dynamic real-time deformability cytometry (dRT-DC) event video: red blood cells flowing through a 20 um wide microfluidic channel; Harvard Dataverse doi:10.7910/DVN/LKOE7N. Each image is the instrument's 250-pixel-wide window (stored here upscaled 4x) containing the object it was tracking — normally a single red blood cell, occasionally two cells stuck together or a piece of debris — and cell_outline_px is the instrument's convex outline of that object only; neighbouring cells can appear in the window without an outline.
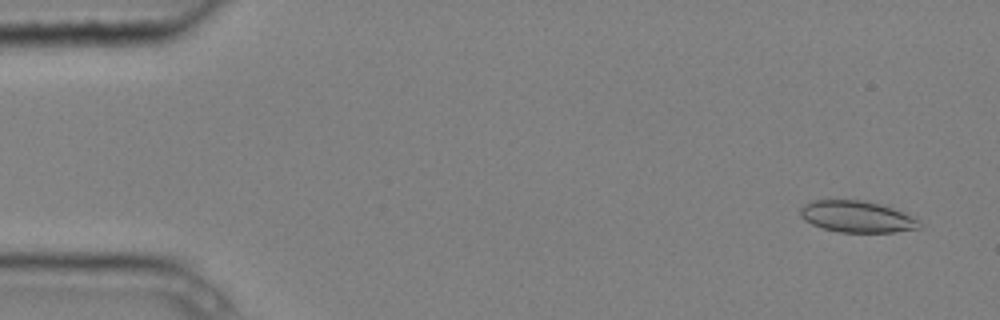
{"species": "common noctule bat (a hibernating species)", "species_latin": "Nyctalus noctula", "temperature_condition": "cold", "stored_images_in_passage": 7, "camera_frame_rate_fps": 3000, "um_per_image_px": 0.085, "animal": {"sex": "male", "body_mass_g": 20.4}, "frame": {"image": 1, "passage_image": 1, "time_ms": 0.0, "image_size_px": [1000, 320], "cell_outline_px": [[920, 228], [892, 232], [840, 232], [824, 228], [812, 224], [804, 220], [800, 216], [800, 208], [804, 204], [812, 200], [864, 200], [880, 204], [892, 208], [920, 220]], "centroid_in_image_um": [72.81, 18.41], "position_along_channel_um": 12.2, "area_um2": 21.73}}
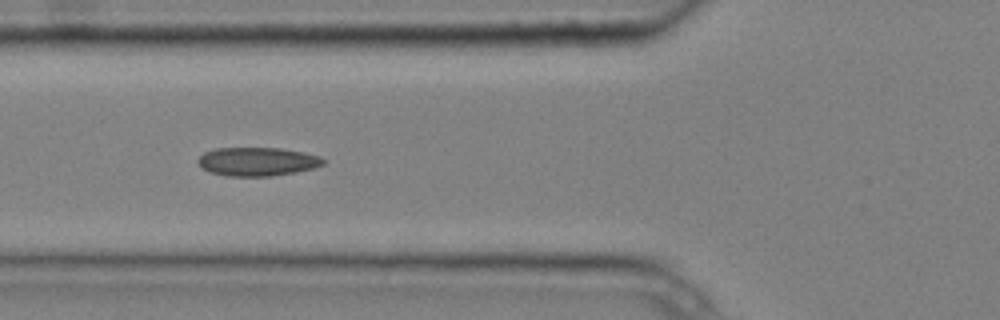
{"frame": {"image": 2, "passage_image": 6, "time_ms": 1.667, "image_size_px": [1000, 320], "cell_outline_px": [[324, 164], [312, 168], [296, 172], [272, 176], [224, 176], [200, 168], [196, 160], [204, 152], [216, 148], [280, 148], [304, 152], [320, 156], [324, 160]], "centroid_in_image_um": [21.84, 13.73], "position_along_channel_um": 104.0, "area_um2": 20.98}}
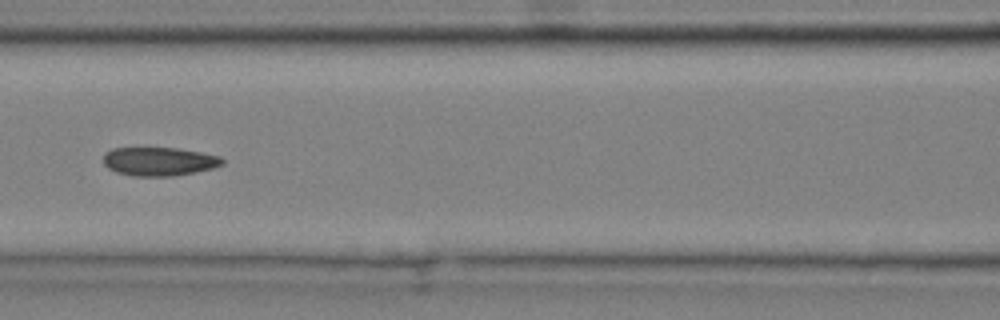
{"frame": {"image": 3, "passage_image": 7, "time_ms": 2.0, "image_size_px": [1000, 320], "cell_outline_px": [[224, 164], [212, 168], [172, 176], [132, 176], [116, 172], [108, 168], [104, 164], [104, 152], [112, 148], [176, 148], [200, 152], [220, 156], [224, 160]], "centroid_in_image_um": [13.5, 13.72], "position_along_channel_um": 153.1, "area_um2": 19.77}}